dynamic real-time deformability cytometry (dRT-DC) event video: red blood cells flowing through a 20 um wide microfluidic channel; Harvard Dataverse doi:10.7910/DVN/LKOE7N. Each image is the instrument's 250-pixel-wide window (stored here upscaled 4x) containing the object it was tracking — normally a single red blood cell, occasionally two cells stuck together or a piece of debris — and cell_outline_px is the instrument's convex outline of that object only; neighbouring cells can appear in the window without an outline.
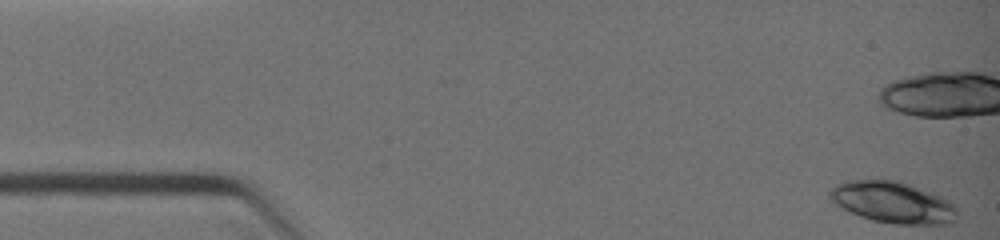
{"species": "common noctule bat (a hibernating species)", "species_latin": "Nyctalus noctula", "temperature_condition": "warm", "stored_images_in_passage": 14, "camera_frame_rate_fps": 3000, "um_per_image_px": 0.085, "animal": {"sex": "female", "body_mass_g": 19.0, "forearm_length_mm": 51.5}, "frame": {"image": 1, "passage_image": 1, "time_ms": 0.0, "image_size_px": [1000, 240], "cell_outline_px": [[956, 220], [948, 224], [896, 224], [872, 220], [860, 216], [828, 200], [828, 192], [836, 184], [848, 180], [900, 180], [940, 196], [948, 200], [956, 208]], "centroid_in_image_um": [75.87, 17.19], "position_along_channel_um": 9.1, "area_um2": 30.63}}